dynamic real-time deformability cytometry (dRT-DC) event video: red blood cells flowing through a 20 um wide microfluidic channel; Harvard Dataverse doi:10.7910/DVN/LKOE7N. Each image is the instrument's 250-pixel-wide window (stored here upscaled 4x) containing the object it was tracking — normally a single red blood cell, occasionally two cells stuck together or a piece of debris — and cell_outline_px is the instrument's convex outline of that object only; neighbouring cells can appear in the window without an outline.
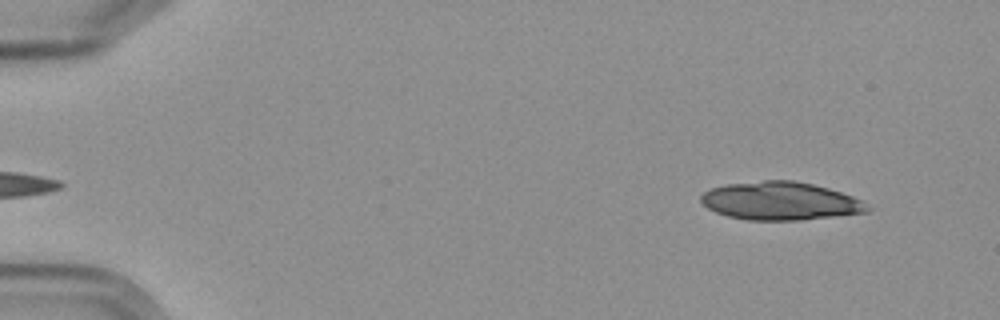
{"species": "Egyptian fruit bat (a non-hibernating species)", "species_latin": "Rousettus aegyptiacus", "temperature_condition": "cold", "stored_images_in_passage": 5, "segment_of_instrument_passage": [2, 2], "camera_frame_rate_fps": 3000, "um_per_image_px": 0.085, "frame": {"image": 1, "passage_image": 5, "time_ms": 4.667, "image_size_px": [1000, 320], "cell_outline_px": [[872, 208], [868, 212], [800, 220], [748, 220], [728, 216], [716, 212], [708, 208], [700, 200], [700, 196], [704, 192], [712, 188], [728, 184], [764, 180], [792, 180], [812, 184], [828, 188], [852, 196], [860, 200]], "centroid_in_image_um": [66.33, 17.09], "position_along_channel_um": 18.7, "area_um2": 36.76}}